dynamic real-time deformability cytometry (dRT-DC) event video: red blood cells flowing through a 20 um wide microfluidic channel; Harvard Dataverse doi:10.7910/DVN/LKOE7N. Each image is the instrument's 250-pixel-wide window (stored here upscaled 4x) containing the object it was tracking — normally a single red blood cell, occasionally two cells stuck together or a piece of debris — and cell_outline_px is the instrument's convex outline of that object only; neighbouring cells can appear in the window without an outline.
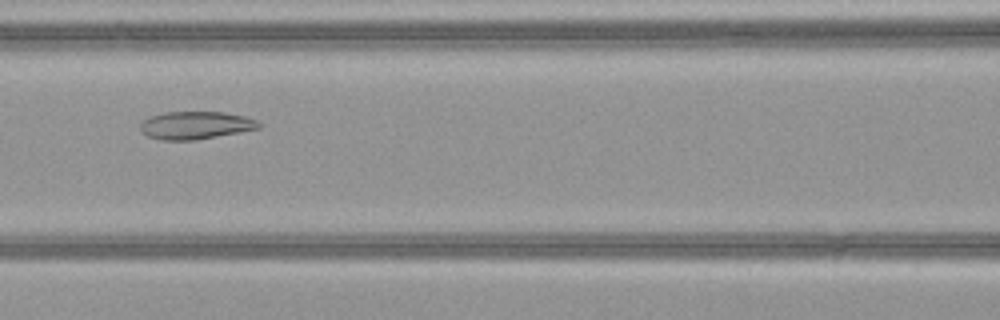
{"species": "common noctule bat (a hibernating species)", "species_latin": "Nyctalus noctula", "temperature_condition": "warm", "stored_images_in_passage": 36, "camera_frame_rate_fps": 3000, "um_per_image_px": 0.085, "animal": {"sex": "female", "body_mass_g": 21.9}, "frame": {"image": 1, "passage_image": 9, "time_ms": 2.667, "image_size_px": [1000, 320], "cell_outline_px": [[260, 128], [196, 140], [160, 140], [148, 136], [140, 132], [140, 124], [148, 116], [164, 112], [224, 112], [244, 116], [256, 120], [260, 124]], "centroid_in_image_um": [16.57, 10.65], "position_along_channel_um": 150.0, "area_um2": 19.19}}
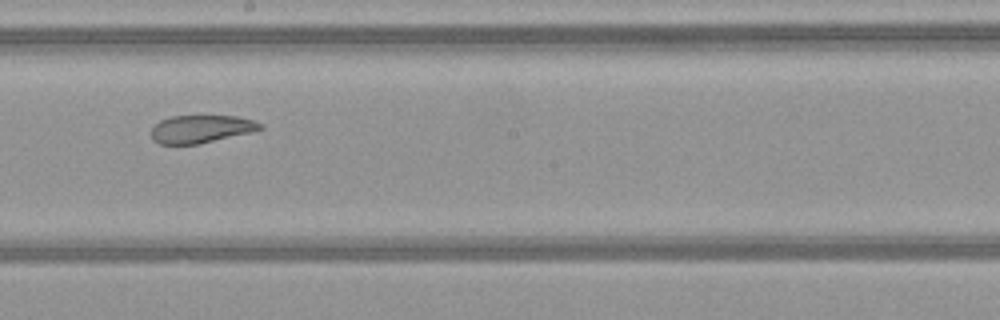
{"frame": {"image": 2, "passage_image": 15, "time_ms": 4.667, "image_size_px": [1000, 320], "cell_outline_px": [[264, 128], [252, 132], [200, 144], [160, 144], [152, 140], [152, 128], [160, 120], [172, 116], [236, 116], [256, 120], [264, 124]], "centroid_in_image_um": [17.14, 10.96], "position_along_channel_um": 231.1, "area_um2": 17.8}}
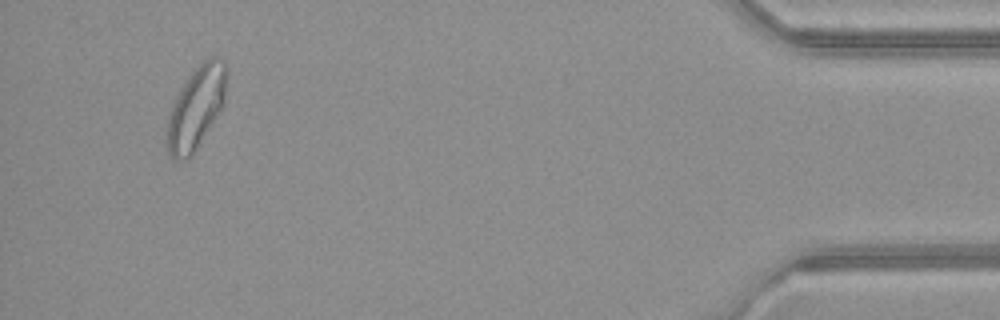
{"frame": {"image": 3, "passage_image": 34, "time_ms": 11.0, "image_size_px": [1000, 320], "cell_outline_px": [[228, 76], [224, 104], [192, 156], [188, 160], [172, 160], [168, 152], [168, 116], [172, 104], [180, 88], [192, 72], [208, 56], [216, 56], [224, 60], [228, 64]], "centroid_in_image_um": [16.71, 9.12], "position_along_channel_um": 418.5, "area_um2": 28.78}, "authors_computed_cell_mechanics": {"area_um2": 20.4034, "velocity_mm_per_s": 4.0705, "shape_relaxation_time_tau1_ms": null, "shape_relaxation_time_tau2_ms": 1.8973, "deformation_change_tau1": null, "deformation_change_tau2": 0.08}}